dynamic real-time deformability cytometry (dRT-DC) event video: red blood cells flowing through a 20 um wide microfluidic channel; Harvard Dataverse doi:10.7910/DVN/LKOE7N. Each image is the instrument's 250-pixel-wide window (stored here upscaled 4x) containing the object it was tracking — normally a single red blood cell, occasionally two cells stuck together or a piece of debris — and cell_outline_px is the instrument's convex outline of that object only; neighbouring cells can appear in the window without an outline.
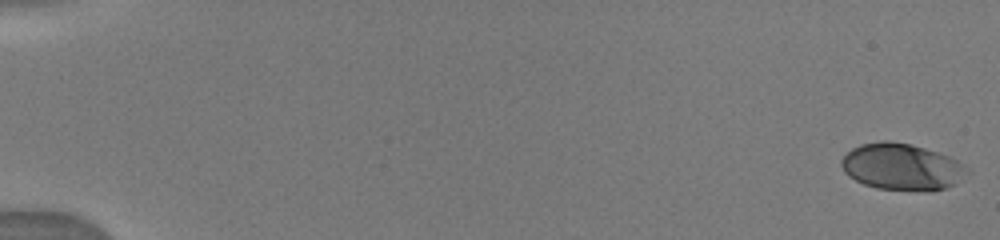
{"species": "human", "species_latin": "Homo sapiens", "temperature_condition": "warm", "stored_images_in_passage": 24, "camera_frame_rate_fps": 3000, "um_per_image_px": 0.085, "donor": {"sex": "male"}, "frame": {"image": 1, "passage_image": 1, "time_ms": 0.0, "image_size_px": [1000, 240], "cell_outline_px": [[972, 172], [956, 184], [944, 188], [928, 192], [924, 192], [876, 188], [864, 184], [848, 176], [844, 172], [840, 164], [840, 160], [852, 148], [860, 144], [880, 140], [888, 140], [908, 144], [924, 148], [948, 156], [956, 160], [968, 168]], "centroid_in_image_um": [76.66, 14.2], "position_along_channel_um": 8.3, "area_um2": 34.51}}
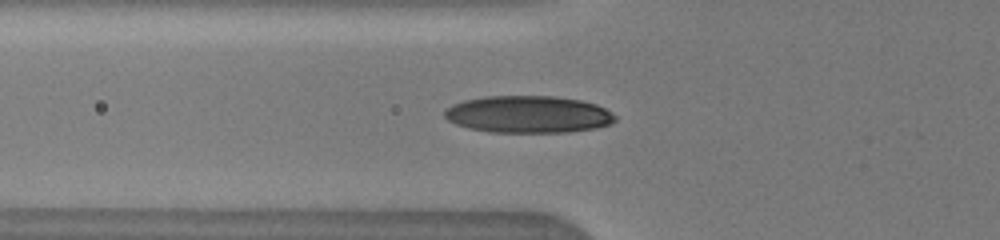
{"frame": {"image": 2, "passage_image": 16, "time_ms": 6.333, "image_size_px": [1000, 240], "cell_outline_px": [[616, 120], [608, 124], [596, 128], [568, 132], [488, 132], [468, 128], [456, 124], [448, 120], [444, 116], [444, 112], [452, 104], [464, 100], [484, 96], [556, 96], [580, 100], [596, 104], [612, 112], [616, 116]], "centroid_in_image_um": [44.89, 9.72], "position_along_channel_um": 80.9, "area_um2": 36.99}}
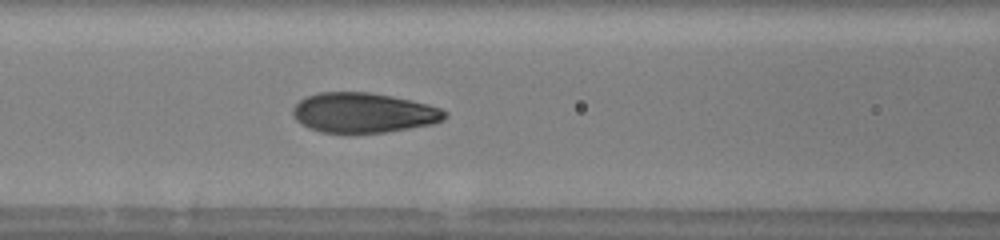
{"frame": {"image": 3, "passage_image": 19, "time_ms": 7.667, "image_size_px": [1000, 240], "cell_outline_px": [[448, 116], [444, 120], [436, 124], [384, 132], [320, 132], [308, 128], [300, 124], [292, 116], [292, 108], [304, 96], [320, 92], [368, 92], [392, 96], [412, 100], [428, 104], [440, 108], [448, 112]], "centroid_in_image_um": [30.9, 9.58], "position_along_channel_um": 135.7, "area_um2": 35.66}}